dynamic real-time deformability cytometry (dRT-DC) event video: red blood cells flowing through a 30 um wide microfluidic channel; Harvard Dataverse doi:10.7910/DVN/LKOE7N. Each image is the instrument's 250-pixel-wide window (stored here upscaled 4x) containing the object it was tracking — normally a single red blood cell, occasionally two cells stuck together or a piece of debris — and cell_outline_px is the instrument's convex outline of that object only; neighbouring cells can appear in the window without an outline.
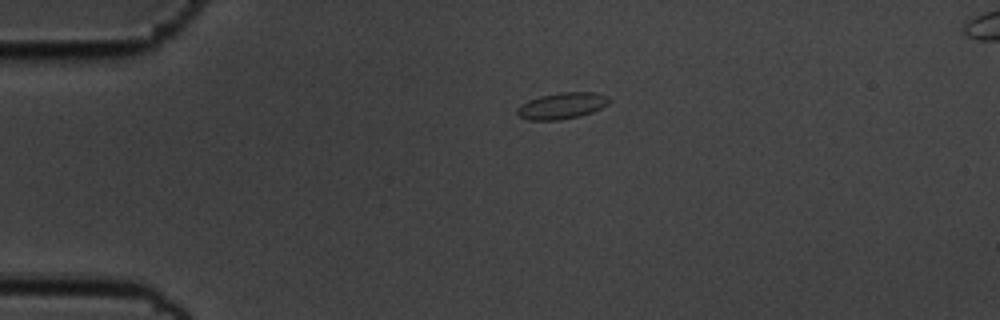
{"species": "common noctule bat (a hibernating species)", "species_latin": "Nyctalus noctula", "temperature_condition": "cold", "stored_images_in_passage": 37, "camera_frame_rate_fps": 3000, "um_per_image_px": 0.085, "animal": {"sex": "male", "body_mass_g": 19.5, "forearm_length_mm": 54.6}, "frame": {"image": 1, "passage_image": 1, "time_ms": 0.0, "image_size_px": [1000, 320], "cell_outline_px": [[612, 100], [608, 104], [592, 112], [580, 116], [560, 120], [528, 120], [520, 116], [516, 112], [516, 108], [520, 104], [528, 100], [540, 96], [560, 92], [596, 92], [608, 96]], "centroid_in_image_um": [47.77, 8.98], "position_along_channel_um": 37.2, "area_um2": 14.28}}
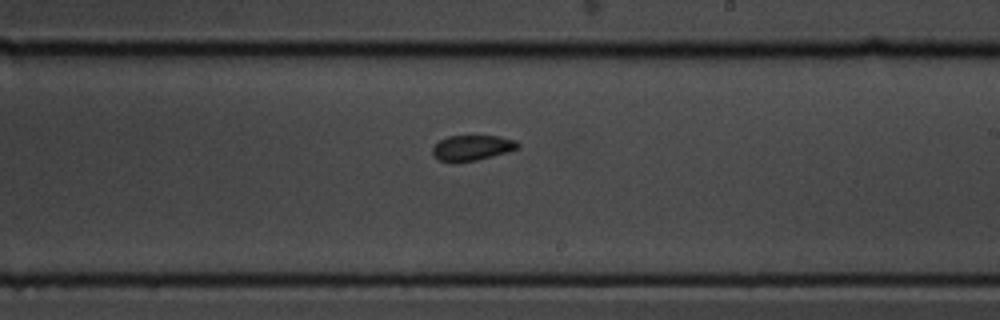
{"frame": {"image": 2, "passage_image": 22, "time_ms": 7.0, "image_size_px": [1000, 320], "cell_outline_px": [[520, 148], [508, 152], [476, 160], [440, 160], [432, 152], [432, 148], [440, 140], [448, 136], [500, 136], [516, 140], [520, 144]], "centroid_in_image_um": [40.21, 12.52], "position_along_channel_um": 248.8, "area_um2": 12.25}}
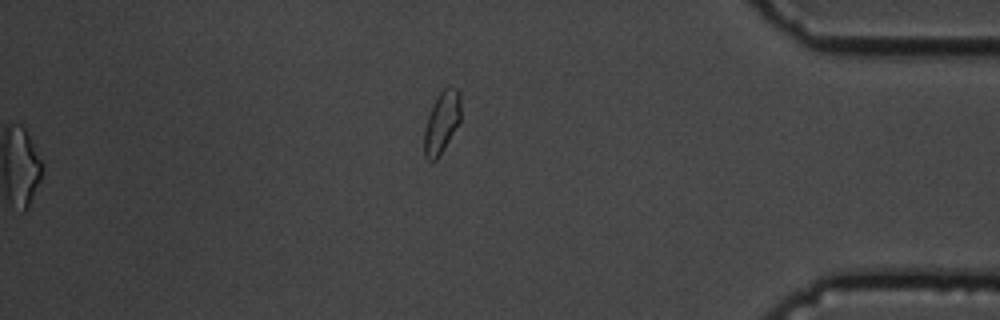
{"frame": {"image": 3, "passage_image": 37, "time_ms": 12.0, "image_size_px": [1000, 320], "cell_outline_px": [[460, 120], [436, 160], [428, 160], [424, 156], [424, 128], [428, 116], [440, 92], [444, 88], [456, 88], [460, 92]], "centroid_in_image_um": [37.53, 10.4], "position_along_channel_um": 397.7, "area_um2": 12.72}, "authors_computed_cell_mechanics": {"area_um2": 13.005, "velocity_mm_per_s": 3.5665, "shape_relaxation_time_tau1_ms": 10.104, "shape_relaxation_time_tau2_ms": null, "deformation_change_tau1": 0.1124, "deformation_change_tau2": null}}